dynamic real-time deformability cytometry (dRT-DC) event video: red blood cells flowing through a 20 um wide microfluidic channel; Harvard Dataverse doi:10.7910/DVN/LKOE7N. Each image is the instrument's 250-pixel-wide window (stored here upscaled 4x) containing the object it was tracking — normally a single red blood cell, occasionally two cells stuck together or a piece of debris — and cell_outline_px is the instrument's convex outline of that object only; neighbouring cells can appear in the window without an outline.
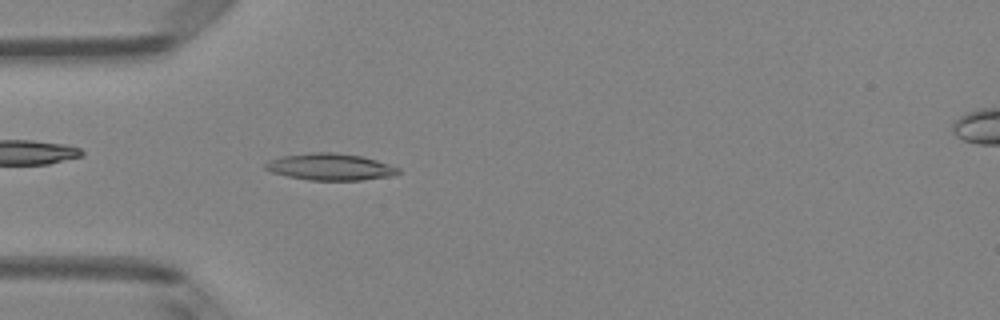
{"species": "Egyptian fruit bat (a non-hibernating species)", "species_latin": "Rousettus aegyptiacus", "temperature_condition": "room temperature", "stored_images_in_passage": 46, "camera_frame_rate_fps": 3000, "um_per_image_px": 0.085, "animal": {"sex": "female"}, "frame": {"image": 1, "passage_image": 11, "time_ms": 3.333, "image_size_px": [1000, 320], "cell_outline_px": [[400, 172], [396, 176], [360, 180], [308, 180], [288, 176], [272, 172], [264, 168], [264, 164], [268, 160], [280, 156], [312, 152], [332, 152], [364, 156], [400, 168]], "centroid_in_image_um": [28.08, 14.18], "position_along_channel_um": 56.9, "area_um2": 20.92}}
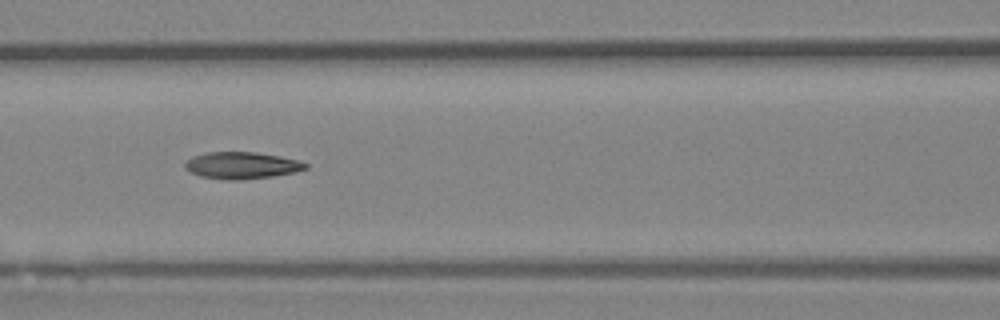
{"frame": {"image": 2, "passage_image": 18, "time_ms": 5.667, "image_size_px": [1000, 320], "cell_outline_px": [[308, 168], [296, 172], [272, 176], [240, 180], [224, 180], [200, 176], [188, 172], [184, 168], [184, 164], [192, 156], [208, 152], [256, 152], [280, 156], [296, 160], [308, 164]], "centroid_in_image_um": [20.51, 14.06], "position_along_channel_um": 146.1, "area_um2": 18.96}}
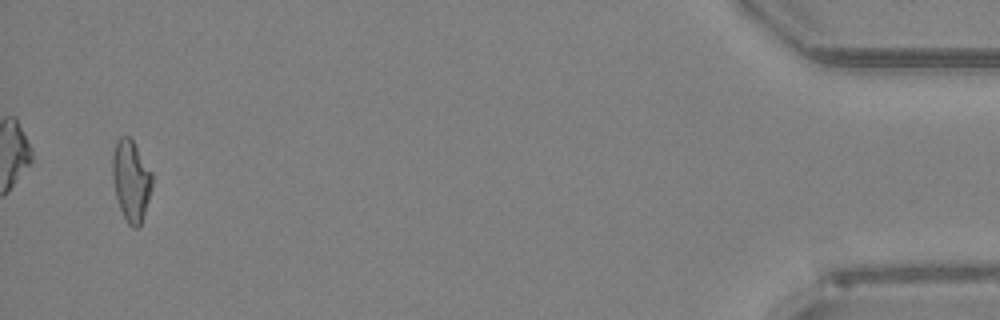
{"frame": {"image": 3, "passage_image": 45, "time_ms": 14.667, "image_size_px": [1000, 320], "cell_outline_px": [[152, 188], [140, 224], [136, 228], [132, 228], [128, 224], [120, 208], [116, 196], [112, 176], [112, 156], [116, 140], [120, 136], [128, 136], [132, 140], [152, 172]], "centroid_in_image_um": [11.13, 15.32], "position_along_channel_um": 424.1, "area_um2": 18.55}, "authors_computed_cell_mechanics": {"area_um2": 18.6983, "velocity_mm_per_s": 4.0205, "shape_relaxation_time_tau1_ms": 5.1605, "shape_relaxation_time_tau2_ms": 2.9654, "deformation_change_tau1": 0.1887, "deformation_change_tau2": 0.1185}}